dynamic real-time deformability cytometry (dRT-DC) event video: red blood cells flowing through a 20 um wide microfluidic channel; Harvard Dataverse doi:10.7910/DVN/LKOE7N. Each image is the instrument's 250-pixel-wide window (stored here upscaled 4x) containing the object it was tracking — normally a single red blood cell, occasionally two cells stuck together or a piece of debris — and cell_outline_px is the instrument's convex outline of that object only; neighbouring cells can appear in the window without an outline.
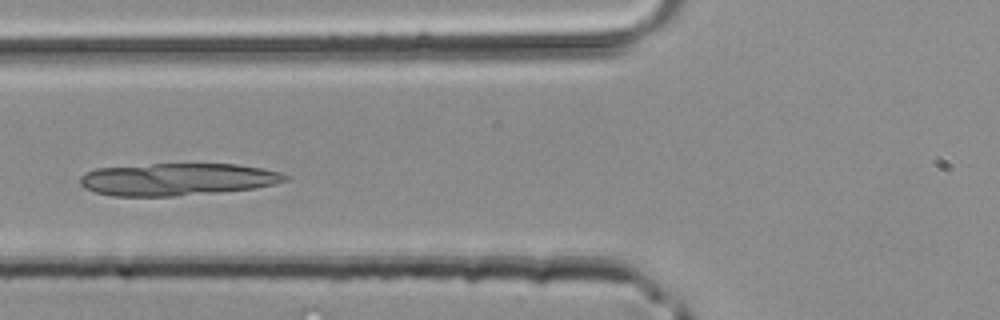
{"species": "common noctule bat (a hibernating species)", "species_latin": "Nyctalus noctula", "temperature_condition": "room temperature", "stored_images_in_passage": 20, "camera_frame_rate_fps": 3000, "um_per_image_px": 0.085, "animal": {"sex": "male", "body_mass_g": 20.4}, "frame": {"image": 1, "passage_image": 8, "time_ms": 2.333, "image_size_px": [1000, 320], "cell_outline_px": [[292, 176], [288, 180], [276, 184], [256, 188], [176, 196], [112, 196], [96, 192], [84, 188], [80, 184], [80, 176], [84, 172], [96, 168], [152, 164], [236, 164], [264, 168], [280, 172]], "centroid_in_image_um": [15.1, 15.24], "position_along_channel_um": 110.7, "area_um2": 38.9}}
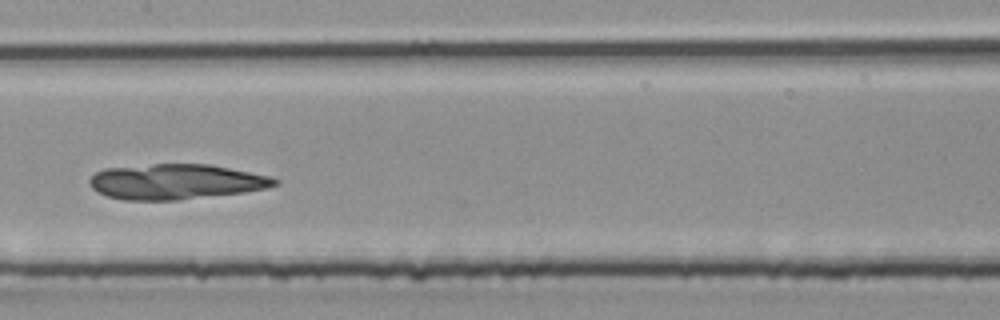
{"frame": {"image": 2, "passage_image": 13, "time_ms": 4.0, "image_size_px": [1000, 320], "cell_outline_px": [[280, 184], [268, 188], [244, 192], [176, 200], [124, 200], [108, 196], [96, 192], [92, 188], [88, 180], [96, 172], [104, 168], [152, 164], [208, 164], [268, 176], [280, 180]], "centroid_in_image_um": [14.93, 15.45], "position_along_channel_um": 192.5, "area_um2": 37.97}}
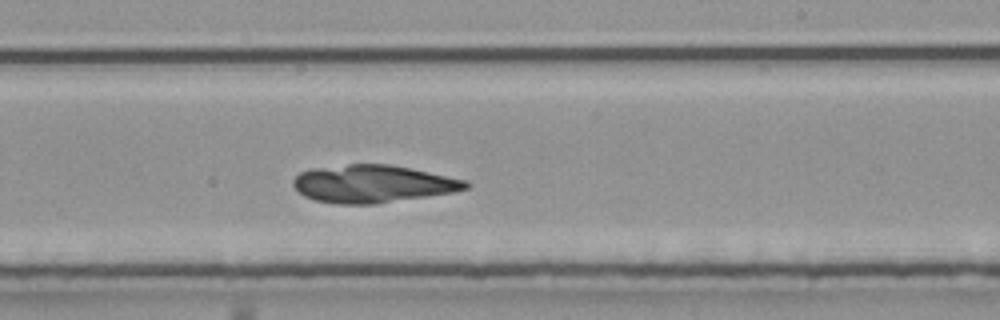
{"frame": {"image": 3, "passage_image": 17, "time_ms": 5.333, "image_size_px": [1000, 320], "cell_outline_px": [[472, 184], [468, 188], [452, 192], [376, 204], [336, 204], [316, 200], [304, 196], [292, 184], [292, 180], [300, 172], [312, 168], [348, 164], [392, 164], [412, 168], [468, 180]], "centroid_in_image_um": [31.71, 15.61], "position_along_channel_um": 257.3, "area_um2": 37.97}}